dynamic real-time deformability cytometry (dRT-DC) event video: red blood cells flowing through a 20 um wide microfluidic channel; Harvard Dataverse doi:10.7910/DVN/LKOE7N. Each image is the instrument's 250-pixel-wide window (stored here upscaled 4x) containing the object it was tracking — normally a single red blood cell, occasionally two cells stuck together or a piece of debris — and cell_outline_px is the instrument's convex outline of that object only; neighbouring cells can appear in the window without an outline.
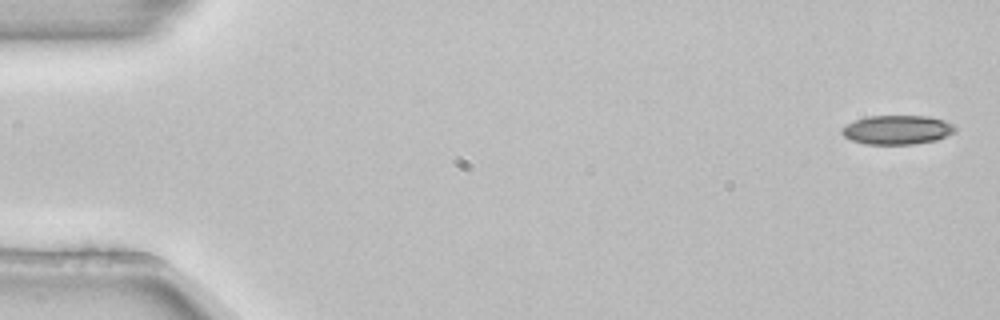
{"species": "common noctule bat (a hibernating species)", "species_latin": "Nyctalus noctula", "temperature_condition": "room temperature", "stored_images_in_passage": 4, "segment_of_instrument_passage": [2, 2], "camera_frame_rate_fps": 3000, "um_per_image_px": 0.085, "animal": {"sex": "female", "body_mass_g": 22.7, "forearm_length_mm": 54.2}, "frame": {"image": 1, "passage_image": 4, "time_ms": 1.0, "image_size_px": [1000, 320], "cell_outline_px": [[956, 132], [936, 140], [912, 144], [864, 144], [852, 140], [844, 136], [840, 132], [840, 128], [856, 120], [868, 116], [928, 116], [944, 120], [952, 124], [956, 128]], "centroid_in_image_um": [76.26, 11.03], "position_along_channel_um": 8.7, "area_um2": 19.19}}